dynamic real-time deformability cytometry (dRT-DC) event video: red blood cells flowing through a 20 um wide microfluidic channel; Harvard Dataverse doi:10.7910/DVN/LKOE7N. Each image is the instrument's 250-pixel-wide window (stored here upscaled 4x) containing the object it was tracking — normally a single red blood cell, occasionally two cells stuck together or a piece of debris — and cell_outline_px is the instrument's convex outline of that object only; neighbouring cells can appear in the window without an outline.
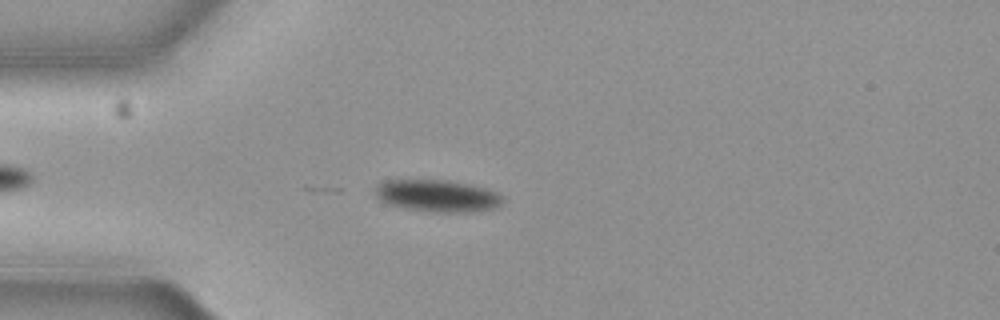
{"species": "common noctule bat (a hibernating species)", "species_latin": "Nyctalus noctula", "temperature_condition": "cold", "stored_images_in_passage": 32, "camera_frame_rate_fps": 3000, "um_per_image_px": 0.085, "animal": {"sex": "female", "body_mass_g": 19.3, "forearm_length_mm": 54.1}, "frame": {"image": 1, "passage_image": 9, "time_ms": 2.667, "image_size_px": [1000, 320], "cell_outline_px": [[504, 200], [500, 204], [492, 208], [472, 212], [432, 212], [408, 208], [388, 204], [380, 200], [376, 196], [376, 184], [384, 180], [448, 180], [468, 184], [484, 188], [496, 192]], "centroid_in_image_um": [37.14, 16.64], "position_along_channel_um": 47.9, "area_um2": 23.58}}
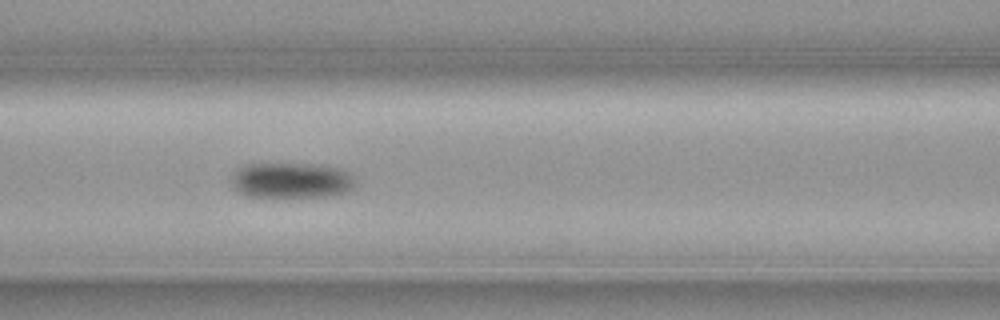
{"frame": {"image": 2, "passage_image": 18, "time_ms": 5.667, "image_size_px": [1000, 320], "cell_outline_px": [[356, 184], [352, 188], [344, 192], [328, 196], [248, 196], [232, 188], [232, 176], [244, 164], [312, 164], [340, 168], [348, 172], [356, 180]], "centroid_in_image_um": [24.78, 15.32], "position_along_channel_um": 141.8, "area_um2": 25.37}}
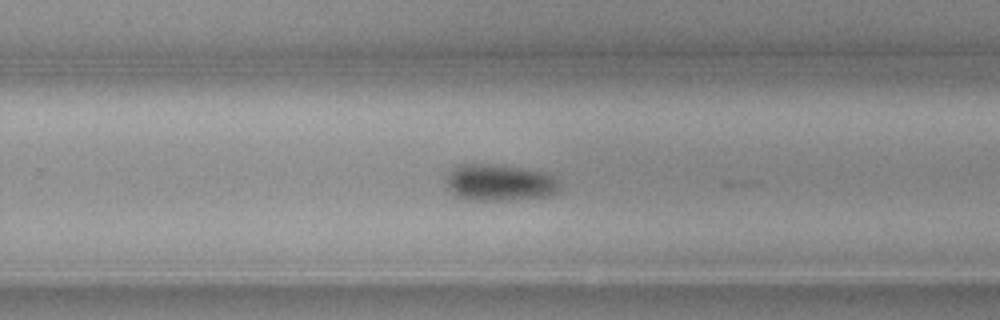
{"frame": {"image": 3, "passage_image": 30, "time_ms": 9.667, "image_size_px": [1000, 320], "cell_outline_px": [[560, 188], [556, 192], [548, 196], [512, 200], [460, 200], [452, 196], [444, 188], [444, 176], [452, 168], [460, 164], [496, 164], [524, 168], [544, 172], [552, 176], [560, 184]], "centroid_in_image_um": [42.33, 15.53], "position_along_channel_um": 287.5, "area_um2": 25.09}}